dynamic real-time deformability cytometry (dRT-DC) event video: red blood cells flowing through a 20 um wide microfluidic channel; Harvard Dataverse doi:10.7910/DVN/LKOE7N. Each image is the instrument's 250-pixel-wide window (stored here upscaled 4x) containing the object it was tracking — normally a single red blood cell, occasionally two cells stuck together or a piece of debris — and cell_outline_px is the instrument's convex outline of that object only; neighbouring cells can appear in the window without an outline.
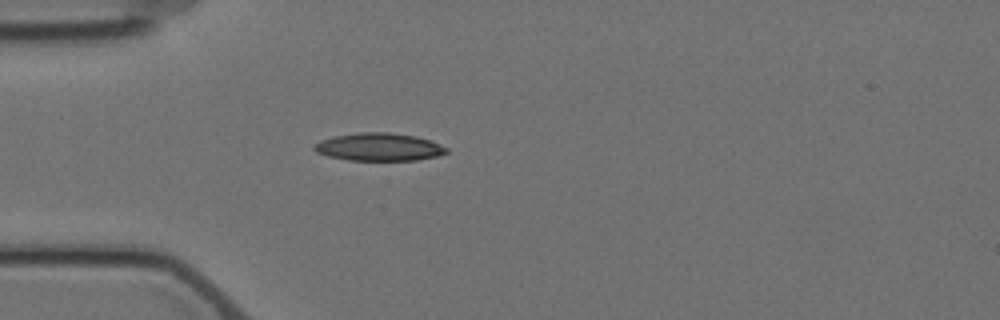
{"species": "Egyptian fruit bat (a non-hibernating species)", "species_latin": "Rousettus aegyptiacus", "temperature_condition": "cold", "stored_images_in_passage": 1, "camera_frame_rate_fps": 3000, "um_per_image_px": 0.085, "animal": {"sex": "female"}, "frame": {"image": 1, "passage_image": 1, "time_ms": 0.0, "image_size_px": [1000, 320], "cell_outline_px": [[448, 152], [436, 156], [416, 160], [348, 160], [328, 156], [316, 152], [312, 148], [320, 140], [332, 136], [360, 132], [388, 132], [416, 136], [432, 140], [448, 148]], "centroid_in_image_um": [32.21, 12.48], "position_along_channel_um": 52.8, "area_um2": 21.5}}